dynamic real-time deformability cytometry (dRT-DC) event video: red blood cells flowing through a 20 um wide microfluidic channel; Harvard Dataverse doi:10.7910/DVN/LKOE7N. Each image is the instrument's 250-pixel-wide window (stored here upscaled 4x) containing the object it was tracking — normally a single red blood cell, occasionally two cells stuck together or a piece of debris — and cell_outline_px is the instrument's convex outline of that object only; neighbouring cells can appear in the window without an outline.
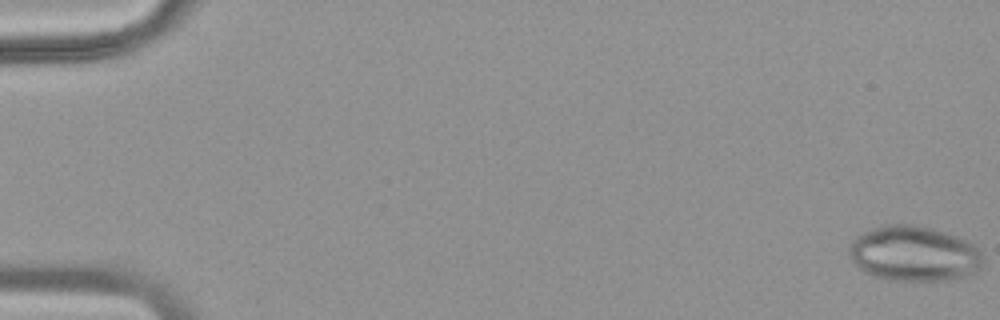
{"species": "common noctule bat (a hibernating species)", "species_latin": "Nyctalus noctula", "temperature_condition": "warm", "stored_images_in_passage": 51, "camera_frame_rate_fps": 3000, "um_per_image_px": 0.085, "animal": {"sex": "female", "body_mass_g": 18.4}, "frame": {"image": 1, "passage_image": 1, "time_ms": 0.0, "image_size_px": [1000, 320], "cell_outline_px": [[984, 260], [980, 268], [972, 276], [952, 280], [888, 280], [872, 276], [864, 272], [852, 260], [848, 252], [848, 248], [852, 240], [856, 236], [880, 224], [912, 224], [932, 228], [968, 240], [984, 256]], "centroid_in_image_um": [77.7, 21.56], "position_along_channel_um": 7.3, "area_um2": 43.64}}
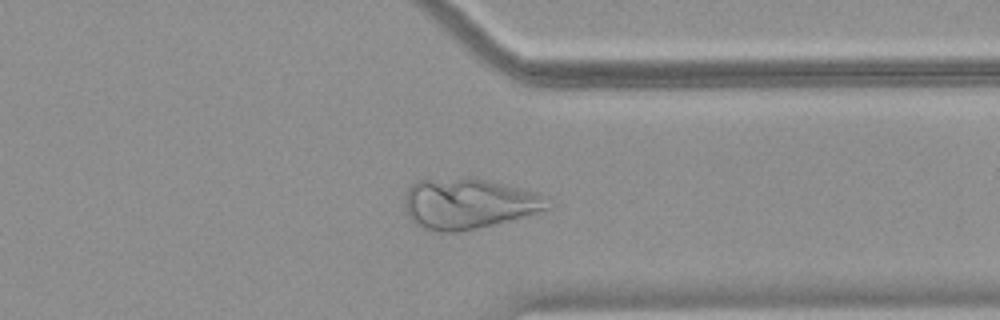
{"frame": {"image": 2, "passage_image": 40, "time_ms": 13.0, "image_size_px": [1000, 320], "cell_outline_px": [[552, 208], [524, 216], [476, 228], [456, 232], [440, 232], [424, 228], [416, 224], [408, 216], [404, 208], [404, 196], [408, 188], [416, 180], [468, 176], [488, 180], [536, 192]], "centroid_in_image_um": [39.74, 17.28], "position_along_channel_um": 371.7, "area_um2": 42.02}}
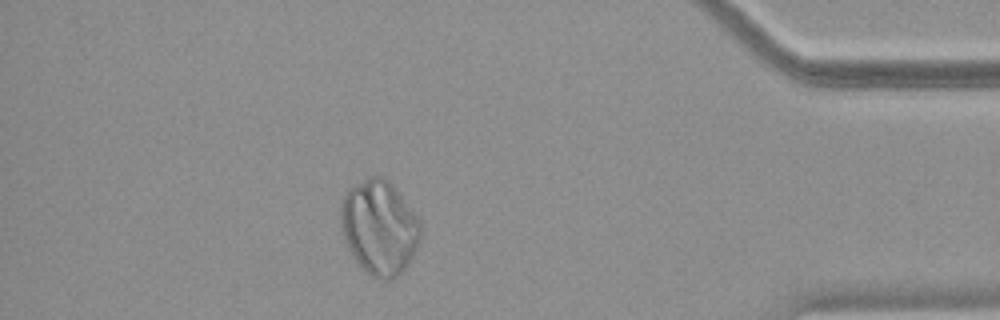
{"frame": {"image": 3, "passage_image": 45, "time_ms": 14.667, "image_size_px": [1000, 320], "cell_outline_px": [[420, 244], [408, 264], [392, 280], [380, 280], [364, 272], [352, 256], [344, 240], [340, 224], [340, 200], [344, 192], [348, 188], [372, 176], [380, 176], [388, 180], [420, 220]], "centroid_in_image_um": [32.21, 19.36], "position_along_channel_um": 403.0, "area_um2": 44.16}}